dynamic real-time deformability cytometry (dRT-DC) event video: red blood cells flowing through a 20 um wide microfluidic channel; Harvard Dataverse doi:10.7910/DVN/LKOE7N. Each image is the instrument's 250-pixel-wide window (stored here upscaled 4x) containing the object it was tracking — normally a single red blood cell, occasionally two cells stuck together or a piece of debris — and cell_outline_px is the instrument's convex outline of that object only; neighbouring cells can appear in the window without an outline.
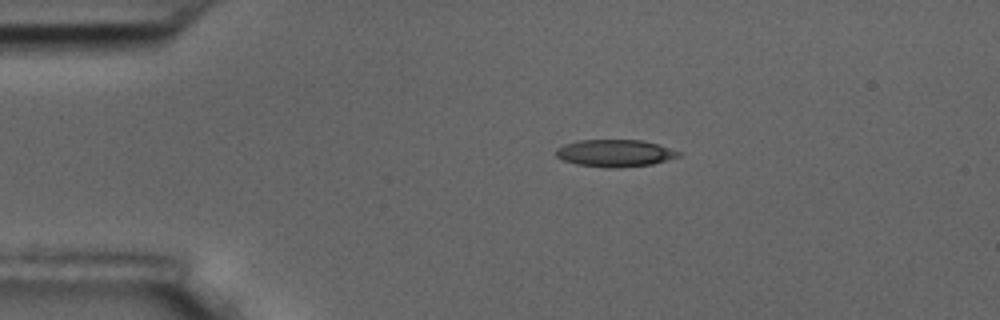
{"species": "common noctule bat (a hibernating species)", "species_latin": "Nyctalus noctula", "temperature_condition": "room temperature", "stored_images_in_passage": 3, "camera_frame_rate_fps": 3000, "um_per_image_px": 0.085, "animal": {"sex": "male", "body_mass_g": 17.5, "forearm_length_mm": 52.3}, "frame": {"image": 1, "passage_image": 1, "time_ms": 0.0, "image_size_px": [1000, 320], "cell_outline_px": [[680, 156], [652, 164], [620, 168], [608, 168], [576, 164], [564, 160], [556, 156], [556, 148], [564, 144], [576, 140], [644, 140], [680, 152]], "centroid_in_image_um": [52.23, 13.02], "position_along_channel_um": 32.8, "area_um2": 19.36}}
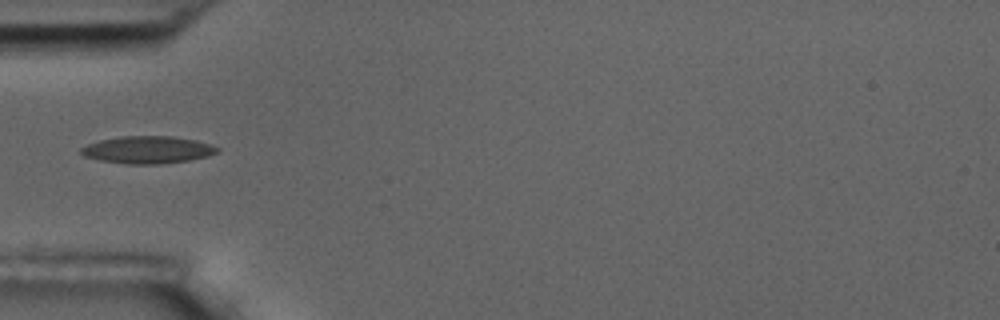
{"frame": {"image": 2, "passage_image": 3, "time_ms": 2.333, "image_size_px": [1000, 320], "cell_outline_px": [[220, 152], [208, 156], [188, 160], [160, 164], [128, 164], [100, 160], [84, 156], [80, 152], [80, 148], [88, 144], [100, 140], [120, 136], [172, 136], [196, 140], [220, 148]], "centroid_in_image_um": [12.56, 12.73], "position_along_channel_um": 72.4, "area_um2": 21.68}}